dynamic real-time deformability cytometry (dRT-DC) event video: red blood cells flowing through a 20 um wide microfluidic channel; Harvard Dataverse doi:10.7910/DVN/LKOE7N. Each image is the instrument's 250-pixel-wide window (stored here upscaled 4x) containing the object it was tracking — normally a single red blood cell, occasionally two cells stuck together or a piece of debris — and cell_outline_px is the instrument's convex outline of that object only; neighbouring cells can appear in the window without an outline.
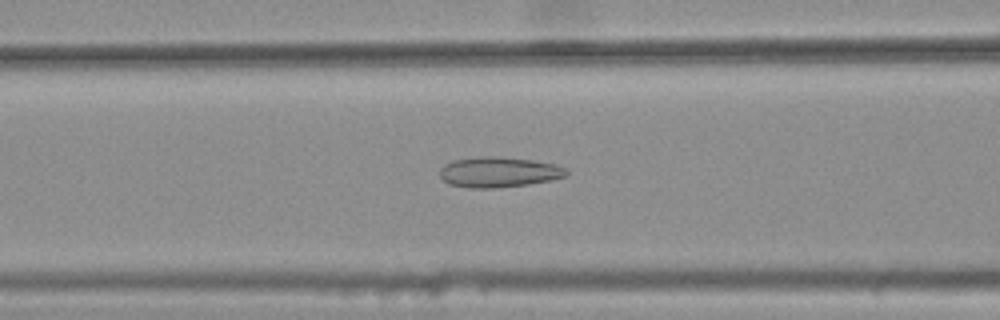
{"species": "common noctule bat (a hibernating species)", "species_latin": "Nyctalus noctula", "temperature_condition": "warm", "stored_images_in_passage": 43, "camera_frame_rate_fps": 3000, "um_per_image_px": 0.085, "animal": {"sex": "female", "body_mass_g": 25.1}, "frame": {"image": 1, "passage_image": 19, "time_ms": 6.0, "image_size_px": [1000, 320], "cell_outline_px": [[568, 176], [552, 180], [528, 184], [496, 188], [468, 188], [448, 184], [440, 176], [440, 168], [444, 164], [452, 160], [480, 156], [496, 156], [532, 160], [556, 164], [564, 168], [568, 172]], "centroid_in_image_um": [42.38, 14.63], "position_along_channel_um": 124.2, "area_um2": 22.6}}
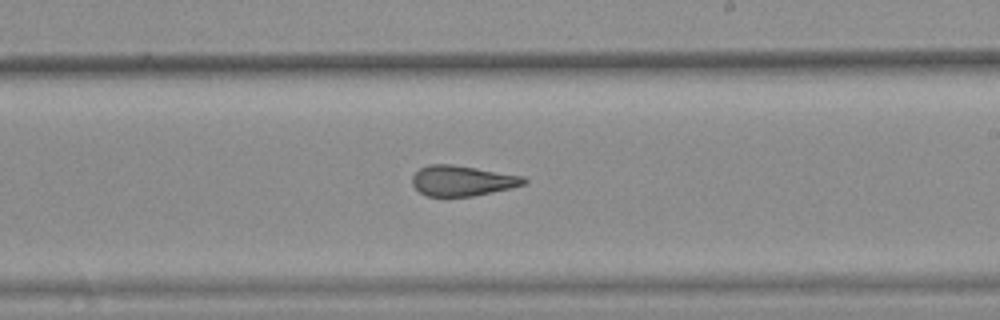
{"frame": {"image": 2, "passage_image": 29, "time_ms": 9.333, "image_size_px": [1000, 320], "cell_outline_px": [[528, 180], [524, 184], [512, 188], [472, 196], [428, 196], [420, 192], [412, 184], [412, 176], [420, 168], [428, 164], [452, 164], [524, 176]], "centroid_in_image_um": [39.29, 15.35], "position_along_channel_um": 249.7, "area_um2": 19.71}}
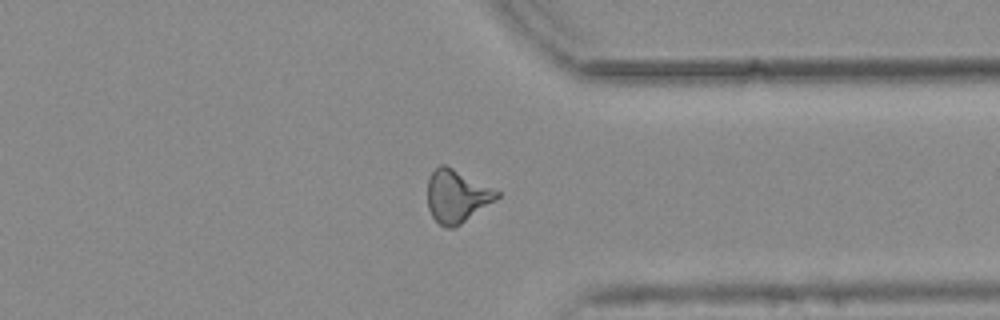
{"frame": {"image": 3, "passage_image": 39, "time_ms": 12.667, "image_size_px": [1000, 320], "cell_outline_px": [[500, 196], [496, 200], [456, 228], [444, 228], [432, 216], [428, 208], [428, 180], [432, 172], [440, 164], [444, 164], [500, 192]], "centroid_in_image_um": [38.82, 16.71], "position_along_channel_um": 372.6, "area_um2": 21.15}, "authors_computed_cell_mechanics": {"area_um2": 21.0392, "velocity_mm_per_s": 3.7742, "shape_relaxation_time_tau1_ms": null, "shape_relaxation_time_tau2_ms": 2.3318, "deformation_change_tau1": null, "deformation_change_tau2": 0.1193}}